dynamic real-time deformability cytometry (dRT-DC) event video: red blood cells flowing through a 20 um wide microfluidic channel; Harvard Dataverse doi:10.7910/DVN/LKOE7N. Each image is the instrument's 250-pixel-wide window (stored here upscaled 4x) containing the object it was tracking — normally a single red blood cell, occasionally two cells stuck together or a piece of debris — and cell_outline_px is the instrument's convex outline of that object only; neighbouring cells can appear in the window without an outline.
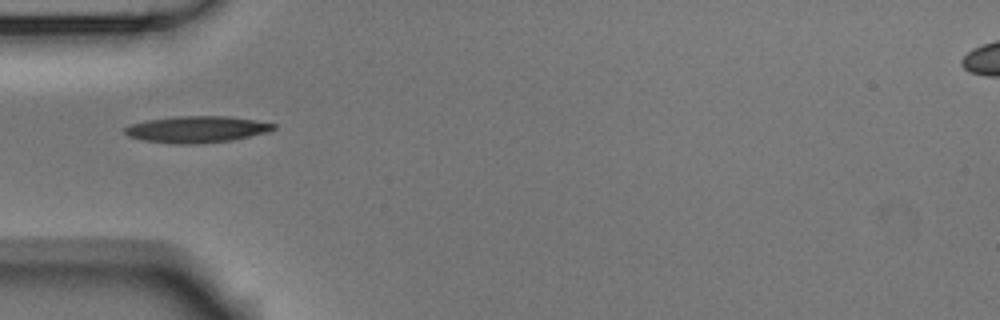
{"species": "Egyptian fruit bat (a non-hibernating species)", "species_latin": "Rousettus aegyptiacus", "temperature_condition": "room temperature", "stored_images_in_passage": 4, "camera_frame_rate_fps": 3000, "um_per_image_px": 0.085, "animal": {"sex": "male"}, "frame": {"image": 1, "passage_image": 1, "time_ms": 0.0, "image_size_px": [1000, 320], "cell_outline_px": [[276, 128], [268, 132], [232, 140], [196, 144], [176, 144], [144, 140], [128, 136], [124, 132], [124, 128], [132, 124], [148, 120], [172, 116], [228, 116], [276, 124]], "centroid_in_image_um": [16.72, 10.99], "position_along_channel_um": 68.3, "area_um2": 22.89}}
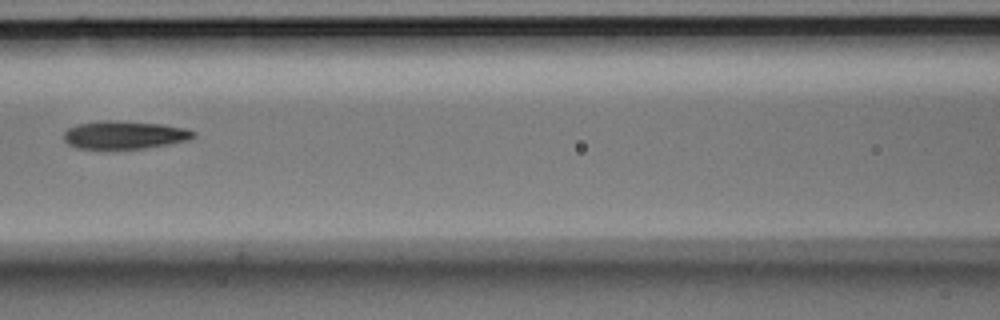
{"frame": {"image": 2, "passage_image": 3, "time_ms": 0.667, "image_size_px": [1000, 320], "cell_outline_px": [[196, 136], [188, 140], [168, 144], [144, 148], [80, 148], [68, 144], [64, 140], [64, 132], [68, 128], [76, 124], [100, 120], [116, 120], [160, 124], [184, 128], [196, 132]], "centroid_in_image_um": [10.56, 11.45], "position_along_channel_um": 156.0, "area_um2": 21.04}}
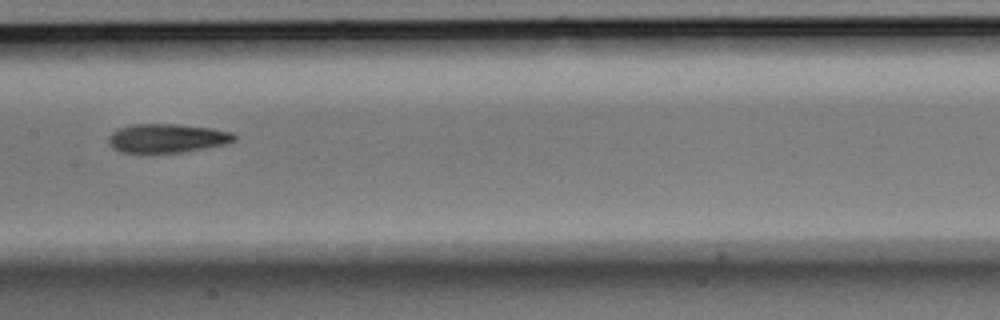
{"frame": {"image": 3, "passage_image": 4, "time_ms": 1.0, "image_size_px": [1000, 320], "cell_outline_px": [[236, 140], [224, 144], [204, 148], [180, 152], [120, 152], [112, 148], [108, 144], [108, 136], [112, 132], [120, 128], [132, 124], [176, 124], [212, 128], [232, 132], [236, 136]], "centroid_in_image_um": [14.18, 11.74], "position_along_channel_um": 193.2, "area_um2": 21.04}}